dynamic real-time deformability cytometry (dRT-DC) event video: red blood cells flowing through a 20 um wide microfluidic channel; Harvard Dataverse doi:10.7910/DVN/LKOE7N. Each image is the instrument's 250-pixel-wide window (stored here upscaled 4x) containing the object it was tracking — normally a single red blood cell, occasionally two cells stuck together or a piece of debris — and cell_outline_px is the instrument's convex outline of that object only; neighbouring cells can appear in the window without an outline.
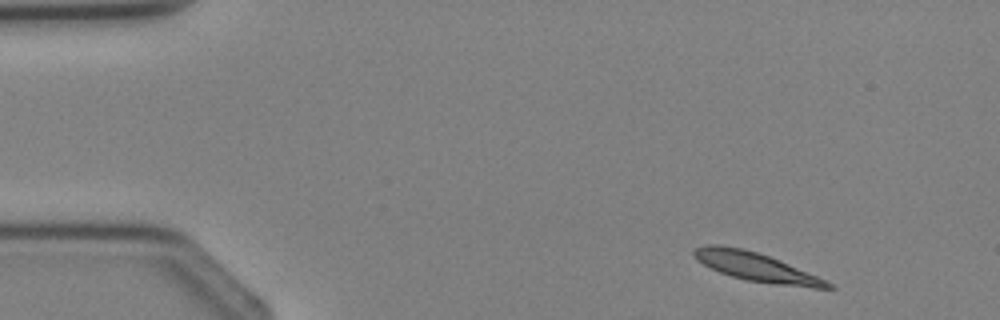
{"species": "Egyptian fruit bat (a non-hibernating species)", "species_latin": "Rousettus aegyptiacus", "temperature_condition": "cold", "stored_images_in_passage": 3, "camera_frame_rate_fps": 3000, "um_per_image_px": 0.085, "animal": {"sex": "female"}, "frame": {"image": 1, "passage_image": 1, "time_ms": 0.0, "image_size_px": [1000, 320], "cell_outline_px": [[836, 288], [812, 288], [776, 284], [748, 280], [732, 276], [720, 272], [696, 260], [692, 256], [692, 252], [696, 248], [704, 244], [720, 244], [744, 248], [768, 256], [816, 276], [832, 284]], "centroid_in_image_um": [64.19, 22.67], "position_along_channel_um": 20.8, "area_um2": 21.96}}
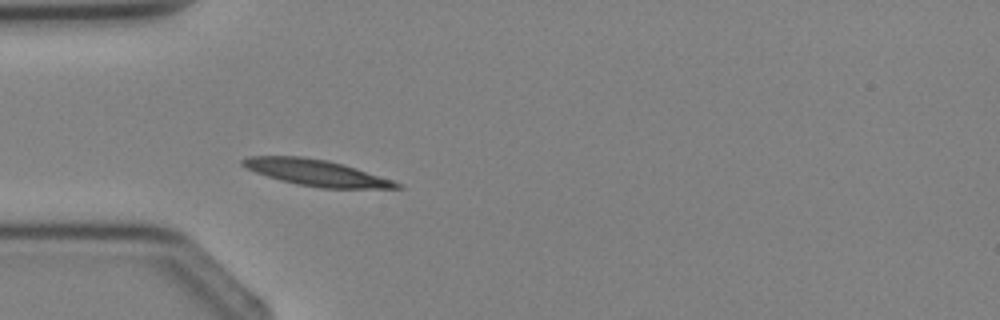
{"frame": {"image": 2, "passage_image": 3, "time_ms": 2.333, "image_size_px": [1000, 320], "cell_outline_px": [[404, 188], [320, 188], [296, 184], [280, 180], [244, 168], [240, 164], [240, 160], [248, 156], [300, 156], [328, 160], [356, 168], [392, 180], [400, 184]], "centroid_in_image_um": [26.83, 14.67], "position_along_channel_um": 58.2, "area_um2": 23.41}}